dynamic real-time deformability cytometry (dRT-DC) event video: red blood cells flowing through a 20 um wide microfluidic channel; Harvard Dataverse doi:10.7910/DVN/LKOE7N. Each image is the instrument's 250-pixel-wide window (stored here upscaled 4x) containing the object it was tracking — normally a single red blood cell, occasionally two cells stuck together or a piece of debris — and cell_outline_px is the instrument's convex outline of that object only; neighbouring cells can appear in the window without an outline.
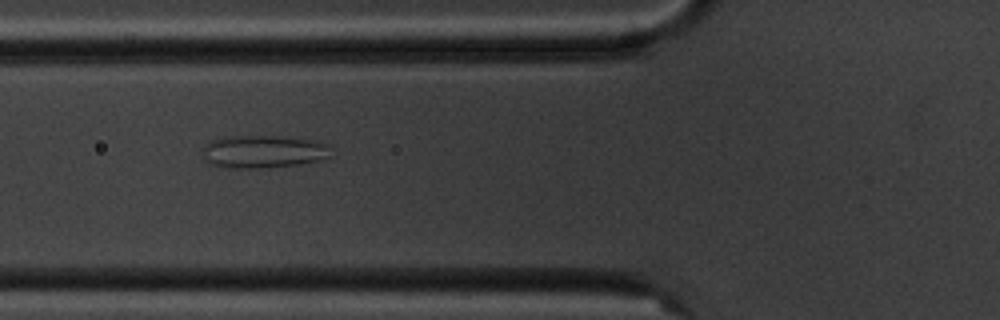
{"species": "common noctule bat (a hibernating species)", "species_latin": "Nyctalus noctula", "temperature_condition": "cold", "stored_images_in_passage": 7, "camera_frame_rate_fps": 3000, "um_per_image_px": 0.085, "animal": {"sex": "male", "body_mass_g": 20.1, "forearm_length_mm": 53.5}, "frame": {"image": 1, "passage_image": 6, "time_ms": 6.0, "image_size_px": [1000, 320], "cell_outline_px": [[328, 156], [320, 160], [296, 164], [260, 168], [232, 168], [208, 164], [204, 160], [204, 144], [208, 140], [232, 136], [280, 136], [312, 140], [328, 144]], "centroid_in_image_um": [22.31, 12.88], "position_along_channel_um": 103.5, "area_um2": 24.33}}